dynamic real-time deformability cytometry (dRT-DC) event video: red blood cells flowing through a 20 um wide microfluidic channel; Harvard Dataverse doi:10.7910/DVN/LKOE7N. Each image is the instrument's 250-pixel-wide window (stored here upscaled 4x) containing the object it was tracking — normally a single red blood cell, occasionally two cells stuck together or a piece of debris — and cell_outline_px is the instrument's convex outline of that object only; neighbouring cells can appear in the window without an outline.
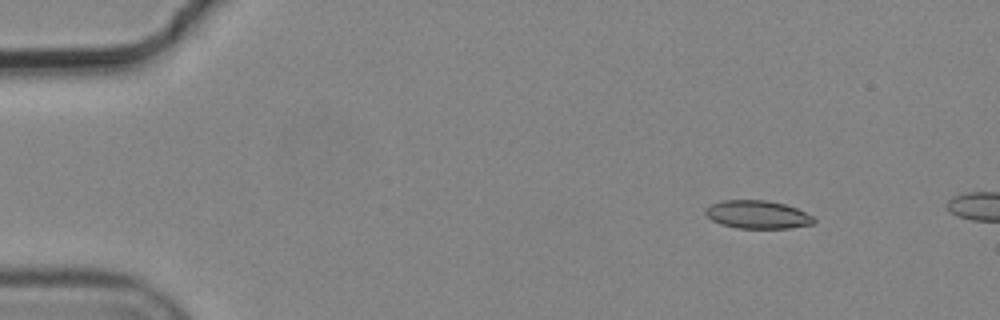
{"species": "common noctule bat (a hibernating species)", "species_latin": "Nyctalus noctula", "temperature_condition": "cold", "stored_images_in_passage": 4, "camera_frame_rate_fps": 3000, "um_per_image_px": 0.085, "animal": {"sex": "male", "body_mass_g": 19.2, "forearm_length_mm": 51.8}, "frame": {"image": 1, "passage_image": 2, "time_ms": 0.333, "image_size_px": [1000, 320], "cell_outline_px": [[816, 224], [788, 228], [736, 228], [720, 224], [712, 220], [704, 212], [704, 208], [720, 200], [768, 200], [784, 204], [796, 208], [812, 216], [816, 220]], "centroid_in_image_um": [64.38, 18.24], "position_along_channel_um": 20.6, "area_um2": 17.86}}